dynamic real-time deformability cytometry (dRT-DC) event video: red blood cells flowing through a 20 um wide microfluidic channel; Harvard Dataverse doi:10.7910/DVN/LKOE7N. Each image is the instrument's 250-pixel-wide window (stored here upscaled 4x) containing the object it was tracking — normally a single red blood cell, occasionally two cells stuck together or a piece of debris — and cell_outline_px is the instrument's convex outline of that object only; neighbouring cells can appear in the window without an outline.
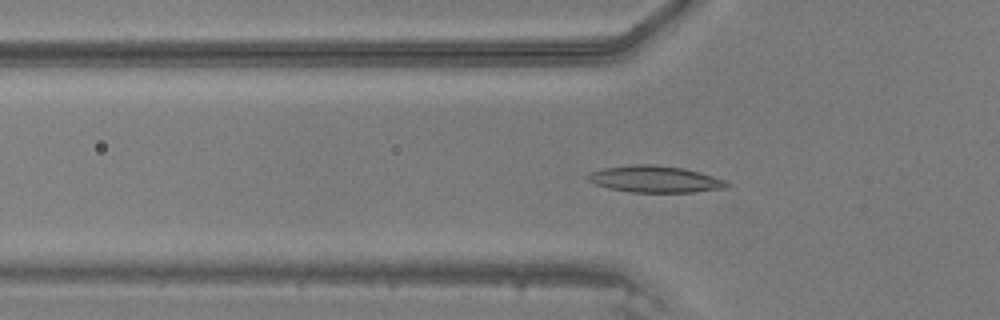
{"species": "common noctule bat (a hibernating species)", "species_latin": "Nyctalus noctula", "temperature_condition": "warm", "stored_images_in_passage": 48, "camera_frame_rate_fps": 3000, "um_per_image_px": 0.085, "animal": {"sex": "male", "body_mass_g": 20.5, "forearm_length_mm": 52.5}, "frame": {"image": 1, "passage_image": 16, "time_ms": 5.0, "image_size_px": [1000, 320], "cell_outline_px": [[732, 184], [724, 188], [696, 192], [632, 192], [608, 188], [596, 184], [588, 180], [588, 176], [592, 172], [604, 168], [632, 164], [656, 164], [684, 168], [700, 172], [724, 180]], "centroid_in_image_um": [55.71, 15.22], "position_along_channel_um": 70.1, "area_um2": 21.5}}
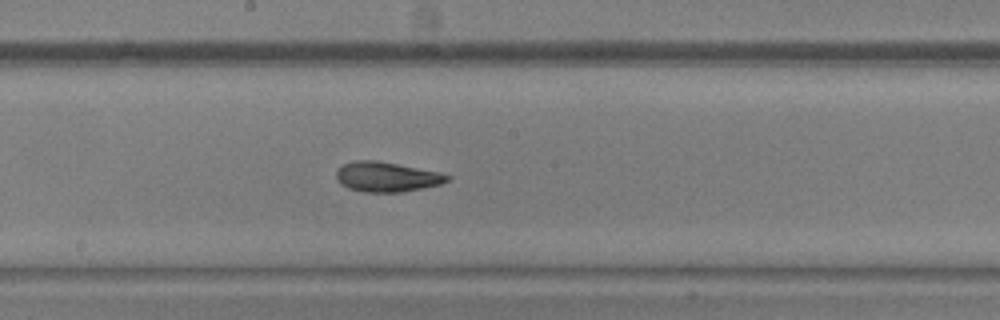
{"frame": {"image": 2, "passage_image": 26, "time_ms": 8.333, "image_size_px": [1000, 320], "cell_outline_px": [[452, 176], [448, 180], [440, 184], [400, 192], [364, 192], [348, 188], [340, 184], [336, 180], [336, 172], [344, 164], [356, 160], [376, 160], [440, 172]], "centroid_in_image_um": [32.85, 15.03], "position_along_channel_um": 215.4, "area_um2": 19.19}}
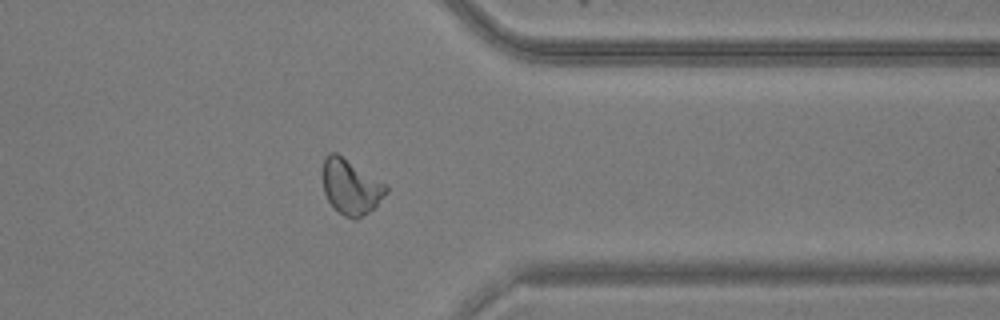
{"frame": {"image": 3, "passage_image": 38, "time_ms": 12.333, "image_size_px": [1000, 320], "cell_outline_px": [[388, 192], [368, 212], [356, 220], [352, 220], [344, 216], [328, 200], [324, 192], [320, 172], [324, 156], [328, 152], [336, 152], [384, 184], [388, 188]], "centroid_in_image_um": [29.74, 15.86], "position_along_channel_um": 381.7, "area_um2": 20.23}}